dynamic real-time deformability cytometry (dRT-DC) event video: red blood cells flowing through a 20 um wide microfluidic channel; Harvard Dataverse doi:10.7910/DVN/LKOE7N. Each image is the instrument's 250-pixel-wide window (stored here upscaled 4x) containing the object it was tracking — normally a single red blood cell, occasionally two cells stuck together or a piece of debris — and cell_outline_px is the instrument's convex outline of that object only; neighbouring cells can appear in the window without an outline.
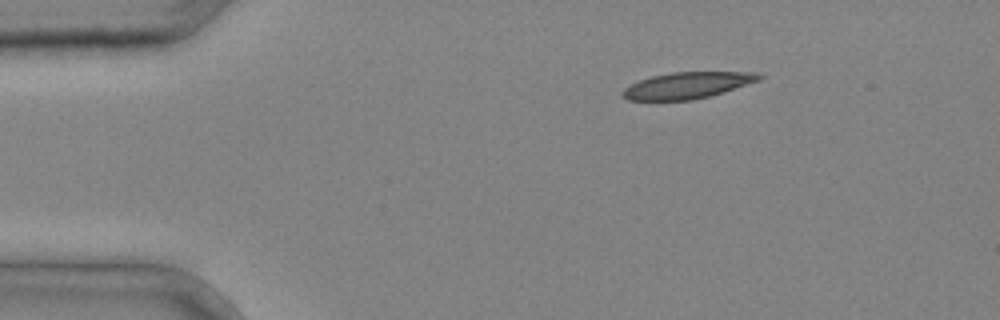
{"species": "common noctule bat (a hibernating species)", "species_latin": "Nyctalus noctula", "temperature_condition": "cold", "stored_images_in_passage": 4, "camera_frame_rate_fps": 3000, "um_per_image_px": 0.085, "animal": {"sex": "male", "body_mass_g": 20.4}, "frame": {"image": 1, "passage_image": 4, "time_ms": 1.0, "image_size_px": [1000, 320], "cell_outline_px": [[764, 76], [760, 80], [708, 96], [692, 100], [628, 100], [620, 92], [624, 88], [640, 80], [652, 76], [672, 72], [760, 72]], "centroid_in_image_um": [58.43, 7.24], "position_along_channel_um": 26.6, "area_um2": 20.75}}